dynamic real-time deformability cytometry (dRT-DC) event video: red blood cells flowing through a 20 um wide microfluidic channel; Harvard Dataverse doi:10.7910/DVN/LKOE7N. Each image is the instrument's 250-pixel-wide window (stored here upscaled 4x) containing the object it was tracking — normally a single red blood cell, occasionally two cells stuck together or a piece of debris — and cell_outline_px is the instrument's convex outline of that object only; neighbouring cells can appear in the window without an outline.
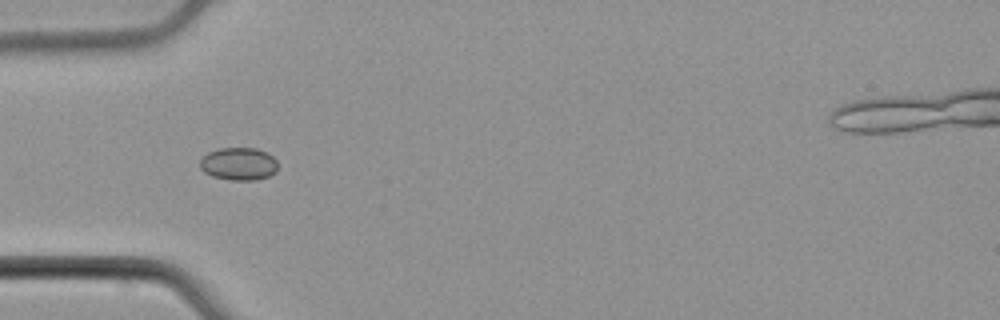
{"species": "common noctule bat (a hibernating species)", "species_latin": "Nyctalus noctula", "temperature_condition": "cold", "stored_images_in_passage": 53, "camera_frame_rate_fps": 3000, "um_per_image_px": 0.085, "animal": {"sex": "male", "body_mass_g": 21.5, "forearm_length_mm": 52.0}, "frame": {"image": 1, "passage_image": 17, "time_ms": 5.333, "image_size_px": [1000, 320], "cell_outline_px": [[276, 172], [268, 176], [256, 180], [232, 180], [212, 176], [204, 172], [200, 168], [200, 160], [208, 152], [220, 148], [256, 148], [272, 156], [276, 160]], "centroid_in_image_um": [20.27, 13.93], "position_along_channel_um": 64.7, "area_um2": 14.74}}
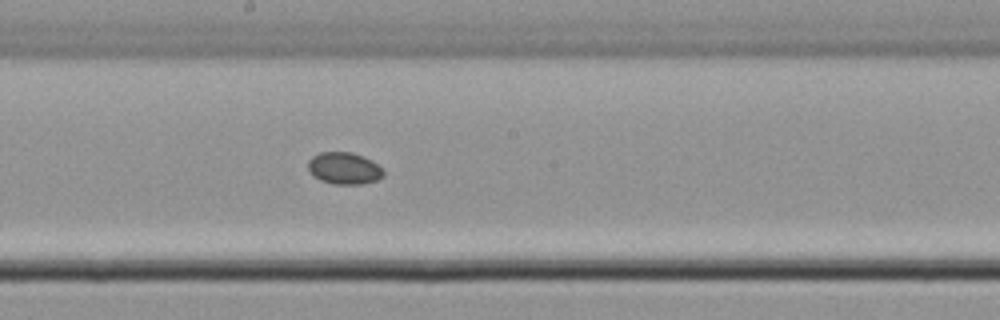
{"frame": {"image": 2, "passage_image": 29, "time_ms": 9.333, "image_size_px": [1000, 320], "cell_outline_px": [[384, 176], [376, 180], [360, 184], [332, 184], [320, 180], [312, 176], [308, 172], [308, 160], [312, 156], [320, 152], [352, 152], [364, 156], [372, 160], [384, 172]], "centroid_in_image_um": [29.21, 14.3], "position_along_channel_um": 219.0, "area_um2": 14.16}}
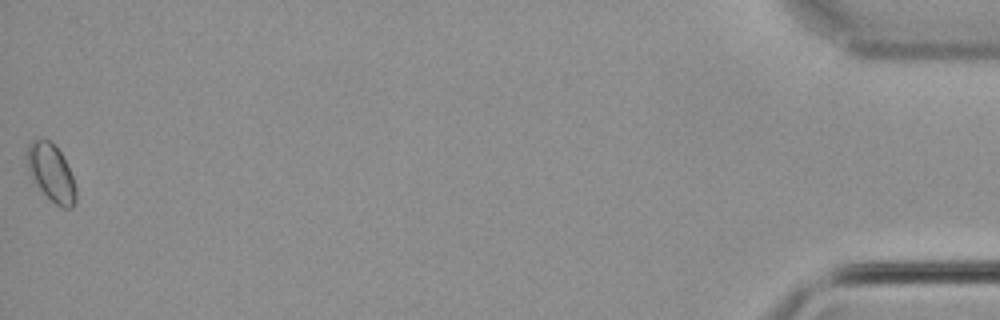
{"frame": {"image": 3, "passage_image": 53, "time_ms": 17.333, "image_size_px": [1000, 320], "cell_outline_px": [[76, 204], [72, 208], [64, 208], [56, 204], [40, 188], [28, 172], [28, 144], [32, 140], [48, 140], [60, 152], [72, 176], [76, 188]], "centroid_in_image_um": [4.38, 14.71], "position_along_channel_um": 430.8, "area_um2": 15.72}}